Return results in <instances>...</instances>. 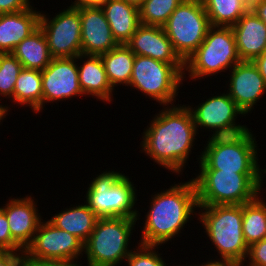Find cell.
<instances>
[{"instance_id":"obj_1","label":"cell","mask_w":266,"mask_h":266,"mask_svg":"<svg viewBox=\"0 0 266 266\" xmlns=\"http://www.w3.org/2000/svg\"><path fill=\"white\" fill-rule=\"evenodd\" d=\"M146 127L141 133L140 152L160 168L183 175L199 134L188 106H162Z\"/></svg>"},{"instance_id":"obj_2","label":"cell","mask_w":266,"mask_h":266,"mask_svg":"<svg viewBox=\"0 0 266 266\" xmlns=\"http://www.w3.org/2000/svg\"><path fill=\"white\" fill-rule=\"evenodd\" d=\"M151 195L138 241L143 245L161 246L183 233L187 223L198 215L197 190L193 179L170 185ZM195 215V216H194ZM183 229V230H182Z\"/></svg>"},{"instance_id":"obj_3","label":"cell","mask_w":266,"mask_h":266,"mask_svg":"<svg viewBox=\"0 0 266 266\" xmlns=\"http://www.w3.org/2000/svg\"><path fill=\"white\" fill-rule=\"evenodd\" d=\"M197 217L218 260L243 265L248 253L242 231L243 205H198Z\"/></svg>"},{"instance_id":"obj_4","label":"cell","mask_w":266,"mask_h":266,"mask_svg":"<svg viewBox=\"0 0 266 266\" xmlns=\"http://www.w3.org/2000/svg\"><path fill=\"white\" fill-rule=\"evenodd\" d=\"M266 173L199 170L194 180L198 205H243L263 190ZM264 177V178H263Z\"/></svg>"},{"instance_id":"obj_5","label":"cell","mask_w":266,"mask_h":266,"mask_svg":"<svg viewBox=\"0 0 266 266\" xmlns=\"http://www.w3.org/2000/svg\"><path fill=\"white\" fill-rule=\"evenodd\" d=\"M254 131L233 136L208 137L196 160L198 170H223L236 173H266L260 168ZM259 161V162H258Z\"/></svg>"},{"instance_id":"obj_6","label":"cell","mask_w":266,"mask_h":266,"mask_svg":"<svg viewBox=\"0 0 266 266\" xmlns=\"http://www.w3.org/2000/svg\"><path fill=\"white\" fill-rule=\"evenodd\" d=\"M121 172L106 170L95 175L86 188L84 202L99 218L126 217L140 220L141 213L135 206L139 200L138 190L129 176Z\"/></svg>"},{"instance_id":"obj_7","label":"cell","mask_w":266,"mask_h":266,"mask_svg":"<svg viewBox=\"0 0 266 266\" xmlns=\"http://www.w3.org/2000/svg\"><path fill=\"white\" fill-rule=\"evenodd\" d=\"M136 222L139 224L136 218H98L94 230L84 243L83 258H87L86 265L119 266L125 262L133 250L130 240L136 231L135 225L138 226Z\"/></svg>"},{"instance_id":"obj_8","label":"cell","mask_w":266,"mask_h":266,"mask_svg":"<svg viewBox=\"0 0 266 266\" xmlns=\"http://www.w3.org/2000/svg\"><path fill=\"white\" fill-rule=\"evenodd\" d=\"M184 72L185 64H169L135 55L128 88L140 91L141 95L160 106H172L176 104L179 90L184 85Z\"/></svg>"},{"instance_id":"obj_9","label":"cell","mask_w":266,"mask_h":266,"mask_svg":"<svg viewBox=\"0 0 266 266\" xmlns=\"http://www.w3.org/2000/svg\"><path fill=\"white\" fill-rule=\"evenodd\" d=\"M240 61L232 27L211 26L202 44L186 60L184 80L189 78L196 82L221 75Z\"/></svg>"},{"instance_id":"obj_10","label":"cell","mask_w":266,"mask_h":266,"mask_svg":"<svg viewBox=\"0 0 266 266\" xmlns=\"http://www.w3.org/2000/svg\"><path fill=\"white\" fill-rule=\"evenodd\" d=\"M210 27L202 0H184L163 26L175 52L184 62L202 44Z\"/></svg>"},{"instance_id":"obj_11","label":"cell","mask_w":266,"mask_h":266,"mask_svg":"<svg viewBox=\"0 0 266 266\" xmlns=\"http://www.w3.org/2000/svg\"><path fill=\"white\" fill-rule=\"evenodd\" d=\"M205 99L195 107L186 104L192 113L197 132L200 128L201 131L207 129L212 134L209 137H220L238 135L250 129L236 121L240 116L245 118V114L227 92L215 96L213 93L212 97Z\"/></svg>"},{"instance_id":"obj_12","label":"cell","mask_w":266,"mask_h":266,"mask_svg":"<svg viewBox=\"0 0 266 266\" xmlns=\"http://www.w3.org/2000/svg\"><path fill=\"white\" fill-rule=\"evenodd\" d=\"M49 17L41 11L39 27L47 39L51 57L73 58L82 54L79 6L71 4Z\"/></svg>"},{"instance_id":"obj_13","label":"cell","mask_w":266,"mask_h":266,"mask_svg":"<svg viewBox=\"0 0 266 266\" xmlns=\"http://www.w3.org/2000/svg\"><path fill=\"white\" fill-rule=\"evenodd\" d=\"M24 252L27 259L82 262L84 243L48 219H42L32 243Z\"/></svg>"},{"instance_id":"obj_14","label":"cell","mask_w":266,"mask_h":266,"mask_svg":"<svg viewBox=\"0 0 266 266\" xmlns=\"http://www.w3.org/2000/svg\"><path fill=\"white\" fill-rule=\"evenodd\" d=\"M41 75L42 111L47 103L57 104L58 101L84 96L79 85L77 57L52 58L50 64L41 70Z\"/></svg>"},{"instance_id":"obj_15","label":"cell","mask_w":266,"mask_h":266,"mask_svg":"<svg viewBox=\"0 0 266 266\" xmlns=\"http://www.w3.org/2000/svg\"><path fill=\"white\" fill-rule=\"evenodd\" d=\"M229 72L226 92L245 116H248L266 94L264 78L253 61H240Z\"/></svg>"},{"instance_id":"obj_16","label":"cell","mask_w":266,"mask_h":266,"mask_svg":"<svg viewBox=\"0 0 266 266\" xmlns=\"http://www.w3.org/2000/svg\"><path fill=\"white\" fill-rule=\"evenodd\" d=\"M36 200L34 196L28 194L21 198L11 196L6 204L0 206L5 212L12 238L24 250L32 243L43 218Z\"/></svg>"},{"instance_id":"obj_17","label":"cell","mask_w":266,"mask_h":266,"mask_svg":"<svg viewBox=\"0 0 266 266\" xmlns=\"http://www.w3.org/2000/svg\"><path fill=\"white\" fill-rule=\"evenodd\" d=\"M79 14L82 54L101 55L119 45L101 8L79 6Z\"/></svg>"},{"instance_id":"obj_18","label":"cell","mask_w":266,"mask_h":266,"mask_svg":"<svg viewBox=\"0 0 266 266\" xmlns=\"http://www.w3.org/2000/svg\"><path fill=\"white\" fill-rule=\"evenodd\" d=\"M135 55H142L169 64H185L175 52L163 27L140 24L125 44Z\"/></svg>"},{"instance_id":"obj_19","label":"cell","mask_w":266,"mask_h":266,"mask_svg":"<svg viewBox=\"0 0 266 266\" xmlns=\"http://www.w3.org/2000/svg\"><path fill=\"white\" fill-rule=\"evenodd\" d=\"M77 67L79 85L84 96L94 97L97 101L108 102L107 104L113 102L115 91L107 79L100 55H78Z\"/></svg>"},{"instance_id":"obj_20","label":"cell","mask_w":266,"mask_h":266,"mask_svg":"<svg viewBox=\"0 0 266 266\" xmlns=\"http://www.w3.org/2000/svg\"><path fill=\"white\" fill-rule=\"evenodd\" d=\"M37 8L0 14V54L12 53L15 47L39 28Z\"/></svg>"},{"instance_id":"obj_21","label":"cell","mask_w":266,"mask_h":266,"mask_svg":"<svg viewBox=\"0 0 266 266\" xmlns=\"http://www.w3.org/2000/svg\"><path fill=\"white\" fill-rule=\"evenodd\" d=\"M232 30L241 61H253L266 49V24L257 16H242Z\"/></svg>"},{"instance_id":"obj_22","label":"cell","mask_w":266,"mask_h":266,"mask_svg":"<svg viewBox=\"0 0 266 266\" xmlns=\"http://www.w3.org/2000/svg\"><path fill=\"white\" fill-rule=\"evenodd\" d=\"M101 9L114 39L118 44H126L141 24L139 8L122 0H109Z\"/></svg>"},{"instance_id":"obj_23","label":"cell","mask_w":266,"mask_h":266,"mask_svg":"<svg viewBox=\"0 0 266 266\" xmlns=\"http://www.w3.org/2000/svg\"><path fill=\"white\" fill-rule=\"evenodd\" d=\"M79 204V205H78ZM69 206L48 219L57 228L75 235L85 243L98 220V216L84 202ZM71 207V208H70Z\"/></svg>"},{"instance_id":"obj_24","label":"cell","mask_w":266,"mask_h":266,"mask_svg":"<svg viewBox=\"0 0 266 266\" xmlns=\"http://www.w3.org/2000/svg\"><path fill=\"white\" fill-rule=\"evenodd\" d=\"M12 54L25 69L44 70L52 60L47 39L40 27L23 39Z\"/></svg>"},{"instance_id":"obj_25","label":"cell","mask_w":266,"mask_h":266,"mask_svg":"<svg viewBox=\"0 0 266 266\" xmlns=\"http://www.w3.org/2000/svg\"><path fill=\"white\" fill-rule=\"evenodd\" d=\"M107 79L115 89L119 85L129 86L135 54L125 45L119 44L112 50L100 55Z\"/></svg>"},{"instance_id":"obj_26","label":"cell","mask_w":266,"mask_h":266,"mask_svg":"<svg viewBox=\"0 0 266 266\" xmlns=\"http://www.w3.org/2000/svg\"><path fill=\"white\" fill-rule=\"evenodd\" d=\"M13 103L23 108L29 107L35 114L42 112L41 70L23 68L20 71L14 88Z\"/></svg>"},{"instance_id":"obj_27","label":"cell","mask_w":266,"mask_h":266,"mask_svg":"<svg viewBox=\"0 0 266 266\" xmlns=\"http://www.w3.org/2000/svg\"><path fill=\"white\" fill-rule=\"evenodd\" d=\"M261 196L243 204L242 231L248 247L266 238V199Z\"/></svg>"},{"instance_id":"obj_28","label":"cell","mask_w":266,"mask_h":266,"mask_svg":"<svg viewBox=\"0 0 266 266\" xmlns=\"http://www.w3.org/2000/svg\"><path fill=\"white\" fill-rule=\"evenodd\" d=\"M211 26L232 27L242 15V0H202Z\"/></svg>"},{"instance_id":"obj_29","label":"cell","mask_w":266,"mask_h":266,"mask_svg":"<svg viewBox=\"0 0 266 266\" xmlns=\"http://www.w3.org/2000/svg\"><path fill=\"white\" fill-rule=\"evenodd\" d=\"M184 0H145L139 7L140 23L163 27Z\"/></svg>"},{"instance_id":"obj_30","label":"cell","mask_w":266,"mask_h":266,"mask_svg":"<svg viewBox=\"0 0 266 266\" xmlns=\"http://www.w3.org/2000/svg\"><path fill=\"white\" fill-rule=\"evenodd\" d=\"M22 64L12 53L0 54V102L5 98L13 103V93L16 80ZM3 97V98H2Z\"/></svg>"},{"instance_id":"obj_31","label":"cell","mask_w":266,"mask_h":266,"mask_svg":"<svg viewBox=\"0 0 266 266\" xmlns=\"http://www.w3.org/2000/svg\"><path fill=\"white\" fill-rule=\"evenodd\" d=\"M138 245V246H137ZM126 258L125 265L127 266H167L168 263L161 256L158 246L137 244ZM169 266V265H168ZM171 266V265H170ZM172 266H175L174 264ZM178 266V265H176Z\"/></svg>"},{"instance_id":"obj_32","label":"cell","mask_w":266,"mask_h":266,"mask_svg":"<svg viewBox=\"0 0 266 266\" xmlns=\"http://www.w3.org/2000/svg\"><path fill=\"white\" fill-rule=\"evenodd\" d=\"M0 250L24 252L25 250L12 238L5 212L0 208Z\"/></svg>"},{"instance_id":"obj_33","label":"cell","mask_w":266,"mask_h":266,"mask_svg":"<svg viewBox=\"0 0 266 266\" xmlns=\"http://www.w3.org/2000/svg\"><path fill=\"white\" fill-rule=\"evenodd\" d=\"M241 266H266V238L248 247L246 260Z\"/></svg>"},{"instance_id":"obj_34","label":"cell","mask_w":266,"mask_h":266,"mask_svg":"<svg viewBox=\"0 0 266 266\" xmlns=\"http://www.w3.org/2000/svg\"><path fill=\"white\" fill-rule=\"evenodd\" d=\"M31 0H0V14L14 13L22 10L30 9L33 3Z\"/></svg>"},{"instance_id":"obj_35","label":"cell","mask_w":266,"mask_h":266,"mask_svg":"<svg viewBox=\"0 0 266 266\" xmlns=\"http://www.w3.org/2000/svg\"><path fill=\"white\" fill-rule=\"evenodd\" d=\"M25 252L0 250V266H24Z\"/></svg>"},{"instance_id":"obj_36","label":"cell","mask_w":266,"mask_h":266,"mask_svg":"<svg viewBox=\"0 0 266 266\" xmlns=\"http://www.w3.org/2000/svg\"><path fill=\"white\" fill-rule=\"evenodd\" d=\"M83 263L76 261H50V260H35L25 257L24 266H83Z\"/></svg>"},{"instance_id":"obj_37","label":"cell","mask_w":266,"mask_h":266,"mask_svg":"<svg viewBox=\"0 0 266 266\" xmlns=\"http://www.w3.org/2000/svg\"><path fill=\"white\" fill-rule=\"evenodd\" d=\"M265 0H242V15L243 16H256L258 7Z\"/></svg>"},{"instance_id":"obj_38","label":"cell","mask_w":266,"mask_h":266,"mask_svg":"<svg viewBox=\"0 0 266 266\" xmlns=\"http://www.w3.org/2000/svg\"><path fill=\"white\" fill-rule=\"evenodd\" d=\"M217 257L218 256L216 255L215 260L210 257L209 260H207L205 263L204 262L201 264L197 263L198 265L194 264V262H193V265L192 264L191 265H187V264L181 265L180 264L178 266H239L238 264H235L233 262L218 260Z\"/></svg>"},{"instance_id":"obj_39","label":"cell","mask_w":266,"mask_h":266,"mask_svg":"<svg viewBox=\"0 0 266 266\" xmlns=\"http://www.w3.org/2000/svg\"><path fill=\"white\" fill-rule=\"evenodd\" d=\"M108 1L109 0H74V1H72V4L75 5V6L101 8Z\"/></svg>"},{"instance_id":"obj_40","label":"cell","mask_w":266,"mask_h":266,"mask_svg":"<svg viewBox=\"0 0 266 266\" xmlns=\"http://www.w3.org/2000/svg\"><path fill=\"white\" fill-rule=\"evenodd\" d=\"M253 63L258 68L260 74L262 75L266 83V49L263 51V53L259 57L253 60Z\"/></svg>"},{"instance_id":"obj_41","label":"cell","mask_w":266,"mask_h":266,"mask_svg":"<svg viewBox=\"0 0 266 266\" xmlns=\"http://www.w3.org/2000/svg\"><path fill=\"white\" fill-rule=\"evenodd\" d=\"M256 16L266 24V0L258 7Z\"/></svg>"},{"instance_id":"obj_42","label":"cell","mask_w":266,"mask_h":266,"mask_svg":"<svg viewBox=\"0 0 266 266\" xmlns=\"http://www.w3.org/2000/svg\"><path fill=\"white\" fill-rule=\"evenodd\" d=\"M122 1L133 4L139 8L144 3L145 0H122Z\"/></svg>"},{"instance_id":"obj_43","label":"cell","mask_w":266,"mask_h":266,"mask_svg":"<svg viewBox=\"0 0 266 266\" xmlns=\"http://www.w3.org/2000/svg\"><path fill=\"white\" fill-rule=\"evenodd\" d=\"M8 115L6 107H0V125L2 124L3 119Z\"/></svg>"},{"instance_id":"obj_44","label":"cell","mask_w":266,"mask_h":266,"mask_svg":"<svg viewBox=\"0 0 266 266\" xmlns=\"http://www.w3.org/2000/svg\"><path fill=\"white\" fill-rule=\"evenodd\" d=\"M0 107H6V110H7V113L9 114V112H10V106L7 104H2V103H0Z\"/></svg>"}]
</instances>
